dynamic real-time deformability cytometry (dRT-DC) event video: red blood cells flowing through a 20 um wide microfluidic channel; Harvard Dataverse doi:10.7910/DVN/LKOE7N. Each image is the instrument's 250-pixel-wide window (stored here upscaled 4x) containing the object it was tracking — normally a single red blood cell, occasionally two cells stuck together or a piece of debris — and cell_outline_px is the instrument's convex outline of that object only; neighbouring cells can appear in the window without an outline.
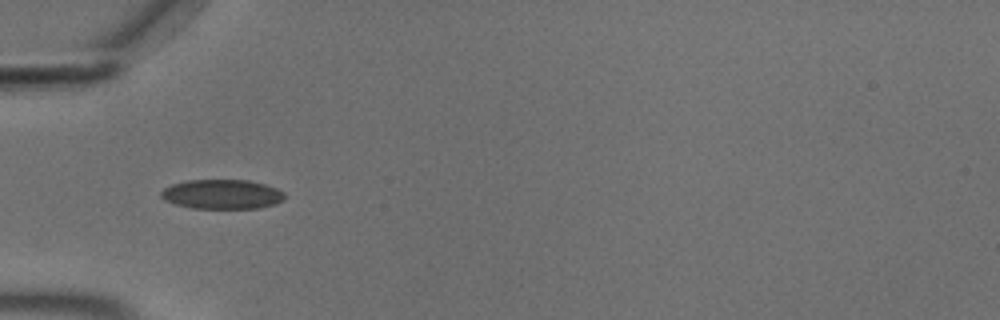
{"species": "common noctule bat (a hibernating species)", "species_latin": "Nyctalus noctula", "temperature_condition": "cold", "stored_images_in_passage": 8, "camera_frame_rate_fps": 3000, "um_per_image_px": 0.085, "animal": {"sex": "male", "body_mass_g": 18.8}, "frame": {"image": 1, "passage_image": 1, "time_ms": 0.0, "image_size_px": [1000, 320], "cell_outline_px": [[284, 200], [276, 204], [260, 208], [192, 208], [176, 204], [164, 200], [160, 196], [160, 192], [164, 188], [172, 184], [188, 180], [248, 180], [264, 184], [276, 188], [284, 192]], "centroid_in_image_um": [18.88, 16.51], "position_along_channel_um": 66.1, "area_um2": 21.27}}
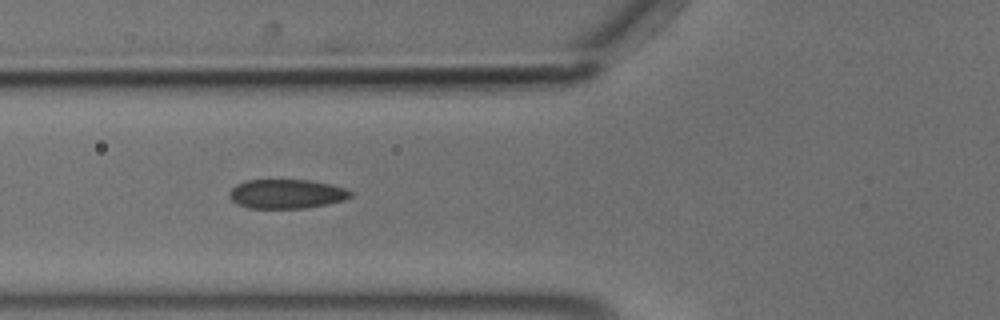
{"frame": {"image": 2, "passage_image": 4, "time_ms": 1.0, "image_size_px": [1000, 320], "cell_outline_px": [[352, 196], [344, 200], [328, 204], [304, 208], [248, 208], [232, 200], [228, 196], [228, 192], [236, 184], [244, 180], [312, 180], [344, 188], [352, 192]], "centroid_in_image_um": [24.34, 16.48], "position_along_channel_um": 101.5, "area_um2": 20.63}}